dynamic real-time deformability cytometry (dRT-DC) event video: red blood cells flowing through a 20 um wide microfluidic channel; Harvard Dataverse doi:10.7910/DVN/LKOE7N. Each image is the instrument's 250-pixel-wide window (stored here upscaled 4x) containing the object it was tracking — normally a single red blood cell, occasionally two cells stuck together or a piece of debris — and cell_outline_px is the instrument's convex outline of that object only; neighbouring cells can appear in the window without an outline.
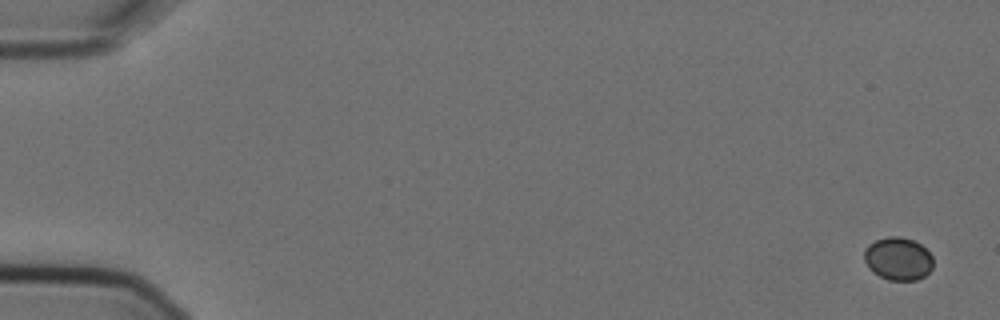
{"species": "Egyptian fruit bat (a non-hibernating species)", "species_latin": "Rousettus aegyptiacus", "temperature_condition": "cold", "stored_images_in_passage": 10, "camera_frame_rate_fps": 3000, "um_per_image_px": 0.085, "animal": {"sex": "female"}, "frame": {"image": 1, "passage_image": 1, "time_ms": 0.0, "image_size_px": [1000, 320], "cell_outline_px": [[932, 268], [924, 276], [916, 280], [888, 280], [872, 272], [868, 268], [864, 260], [864, 248], [868, 244], [876, 240], [888, 236], [900, 236], [912, 240], [920, 244], [932, 256]], "centroid_in_image_um": [76.3, 21.99], "position_along_channel_um": 8.7, "area_um2": 17.28}}
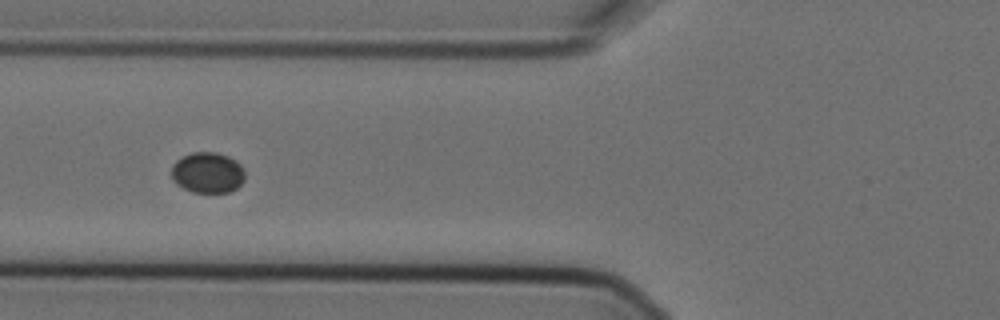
{"frame": {"image": 2, "passage_image": 7, "time_ms": 2.0, "image_size_px": [1000, 320], "cell_outline_px": [[244, 180], [236, 188], [228, 192], [192, 192], [176, 184], [172, 180], [172, 164], [180, 156], [192, 152], [216, 152], [228, 156], [236, 160], [244, 168]], "centroid_in_image_um": [17.63, 14.66], "position_along_channel_um": 108.2, "area_um2": 17.63}}
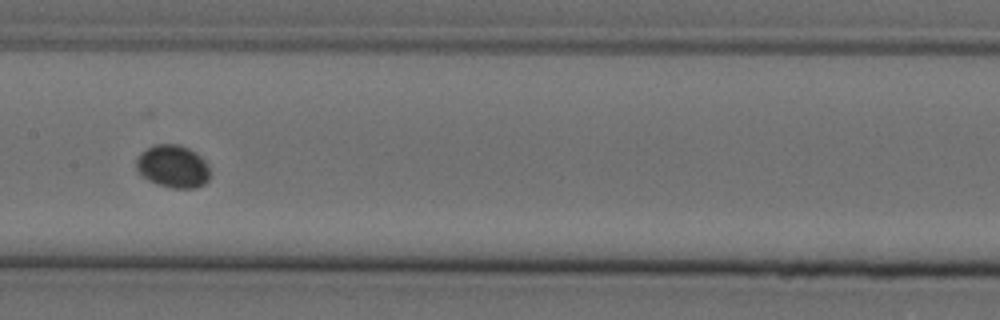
{"frame": {"image": 3, "passage_image": 9, "time_ms": 2.667, "image_size_px": [1000, 320], "cell_outline_px": [[208, 180], [204, 184], [196, 188], [172, 188], [156, 184], [148, 180], [136, 168], [136, 160], [140, 152], [156, 144], [180, 144], [196, 152], [204, 160], [208, 168]], "centroid_in_image_um": [14.68, 14.14], "position_along_channel_um": 192.7, "area_um2": 18.26}}